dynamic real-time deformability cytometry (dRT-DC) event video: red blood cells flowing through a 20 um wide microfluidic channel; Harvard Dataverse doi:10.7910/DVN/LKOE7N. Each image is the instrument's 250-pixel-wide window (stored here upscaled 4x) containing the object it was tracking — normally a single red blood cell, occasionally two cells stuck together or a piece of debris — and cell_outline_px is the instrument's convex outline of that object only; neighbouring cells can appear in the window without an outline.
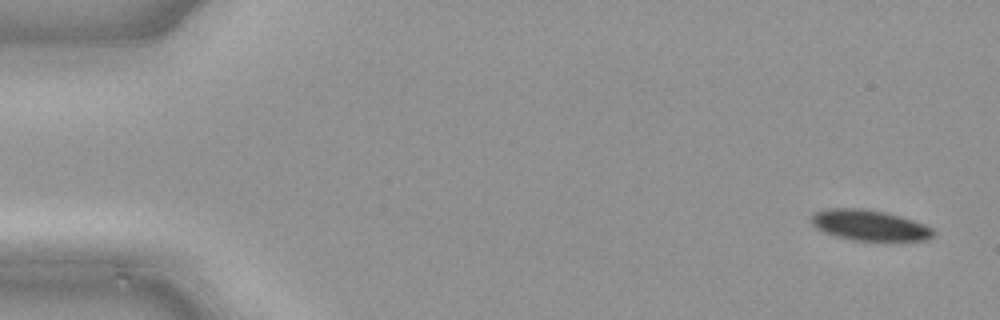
{"species": "common noctule bat (a hibernating species)", "species_latin": "Nyctalus noctula", "temperature_condition": "cold", "stored_images_in_passage": 48, "camera_frame_rate_fps": 3000, "um_per_image_px": 0.085, "animal": {"sex": "male", "body_mass_g": 21.5, "forearm_length_mm": 52.0}, "frame": {"image": 1, "passage_image": 1, "time_ms": 0.0, "image_size_px": [1000, 320], "cell_outline_px": [[936, 232], [928, 240], [852, 240], [836, 236], [824, 232], [816, 228], [812, 224], [812, 216], [816, 212], [828, 208], [864, 208], [884, 212], [912, 220], [932, 228]], "centroid_in_image_um": [73.89, 19.14], "position_along_channel_um": 11.1, "area_um2": 21.5}}
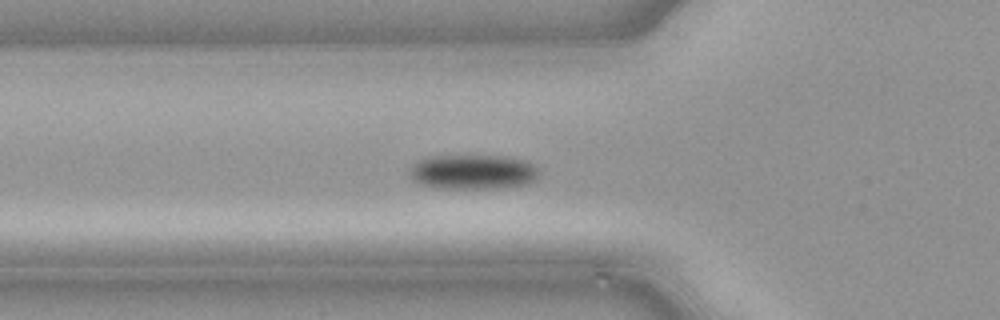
{"frame": {"image": 2, "passage_image": 16, "time_ms": 5.0, "image_size_px": [1000, 320], "cell_outline_px": [[540, 172], [536, 180], [528, 184], [496, 188], [436, 188], [424, 184], [416, 180], [412, 176], [412, 168], [420, 160], [432, 156], [500, 156], [524, 160], [532, 164]], "centroid_in_image_um": [40.29, 14.62], "position_along_channel_um": 85.5, "area_um2": 25.61}}
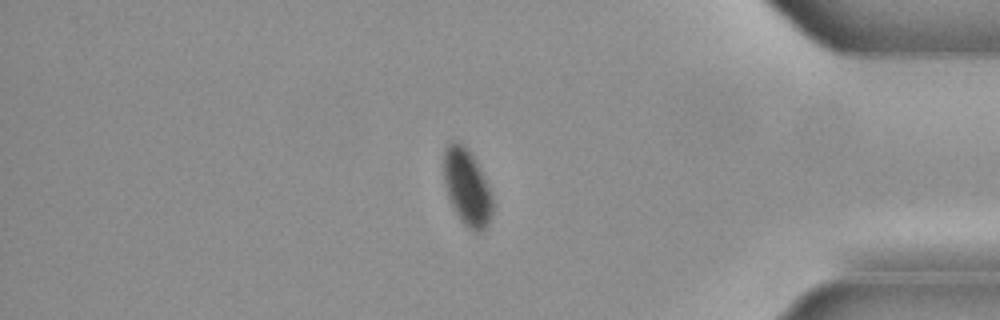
{"frame": {"image": 3, "passage_image": 40, "time_ms": 13.0, "image_size_px": [1000, 320], "cell_outline_px": [[492, 212], [488, 224], [484, 232], [472, 232], [460, 220], [452, 208], [444, 184], [444, 148], [452, 140], [456, 140], [468, 148], [492, 196]], "centroid_in_image_um": [39.66, 15.96], "position_along_channel_um": 395.5, "area_um2": 21.62}}